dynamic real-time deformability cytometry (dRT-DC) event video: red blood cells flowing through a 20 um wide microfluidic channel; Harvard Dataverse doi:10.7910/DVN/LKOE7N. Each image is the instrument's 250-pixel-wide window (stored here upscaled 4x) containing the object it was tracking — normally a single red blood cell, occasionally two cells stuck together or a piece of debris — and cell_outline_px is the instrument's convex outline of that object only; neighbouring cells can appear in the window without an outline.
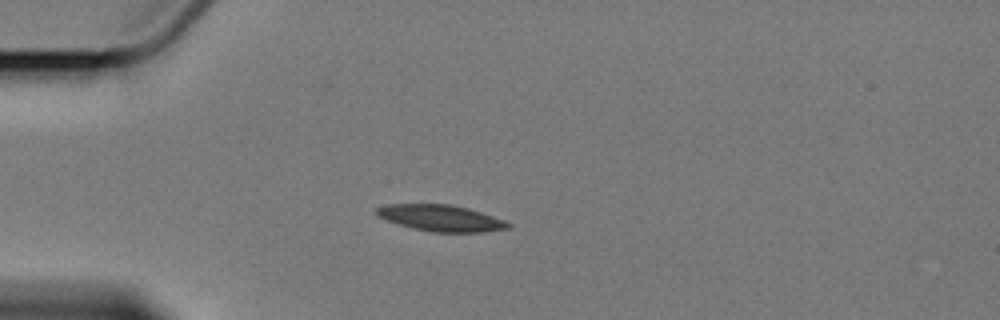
{"species": "Egyptian fruit bat (a non-hibernating species)", "species_latin": "Rousettus aegyptiacus", "temperature_condition": "cold", "stored_images_in_passage": 4, "camera_frame_rate_fps": 3000, "um_per_image_px": 0.085, "animal": {"sex": "female"}, "frame": {"image": 1, "passage_image": 4, "time_ms": 3.667, "image_size_px": [1000, 320], "cell_outline_px": [[512, 228], [484, 232], [432, 232], [412, 228], [388, 220], [380, 216], [376, 212], [376, 208], [388, 204], [452, 204], [468, 208], [504, 220], [512, 224]], "centroid_in_image_um": [37.54, 18.54], "position_along_channel_um": 47.5, "area_um2": 20.06}}